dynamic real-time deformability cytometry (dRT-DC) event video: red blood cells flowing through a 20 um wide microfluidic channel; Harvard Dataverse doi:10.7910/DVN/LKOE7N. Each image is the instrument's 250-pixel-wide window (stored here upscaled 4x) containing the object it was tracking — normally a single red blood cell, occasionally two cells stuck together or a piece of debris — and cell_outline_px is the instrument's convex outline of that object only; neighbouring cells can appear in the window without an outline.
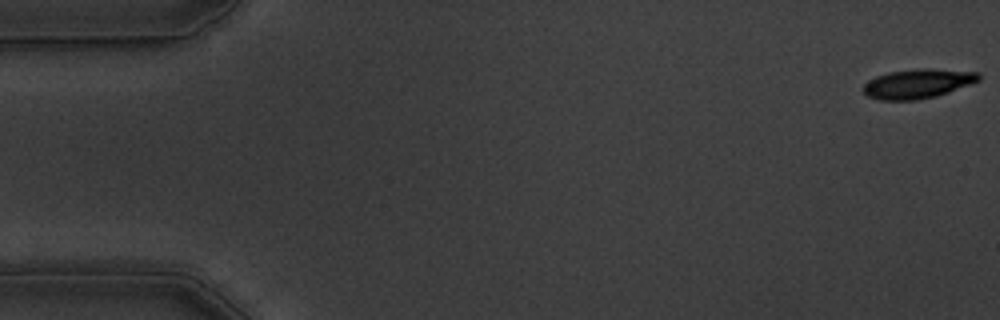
{"species": "common noctule bat (a hibernating species)", "species_latin": "Nyctalus noctula", "temperature_condition": "warm", "stored_images_in_passage": 44, "camera_frame_rate_fps": 3000, "um_per_image_px": 0.085, "animal": {"sex": "male", "body_mass_g": 19.5, "forearm_length_mm": 54.6}, "frame": {"image": 1, "passage_image": 1, "time_ms": 0.0, "image_size_px": [1000, 320], "cell_outline_px": [[980, 80], [972, 84], [936, 96], [916, 100], [880, 100], [868, 96], [864, 92], [864, 84], [868, 80], [876, 76], [888, 72], [916, 68], [932, 68], [980, 72]], "centroid_in_image_um": [78.03, 7.09], "position_along_channel_um": 7.0, "area_um2": 19.94}}
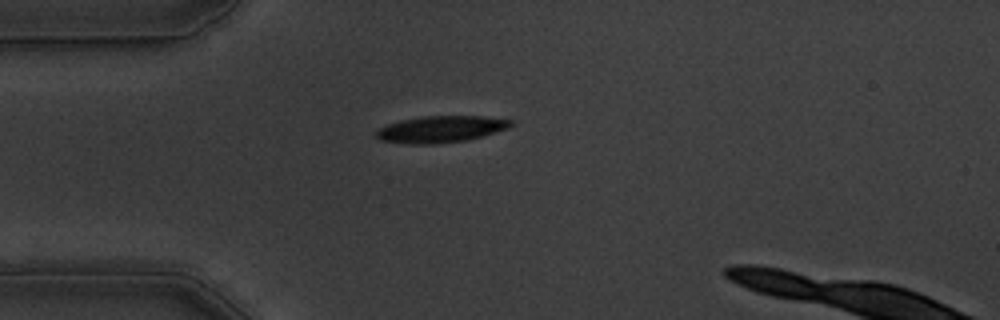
{"frame": {"image": 2, "passage_image": 15, "time_ms": 4.667, "image_size_px": [1000, 320], "cell_outline_px": [[516, 124], [508, 128], [480, 136], [464, 140], [432, 144], [412, 144], [380, 140], [376, 136], [376, 132], [380, 128], [388, 124], [400, 120], [424, 116], [484, 116], [512, 120]], "centroid_in_image_um": [37.48, 10.97], "position_along_channel_um": 47.5, "area_um2": 20.63}}
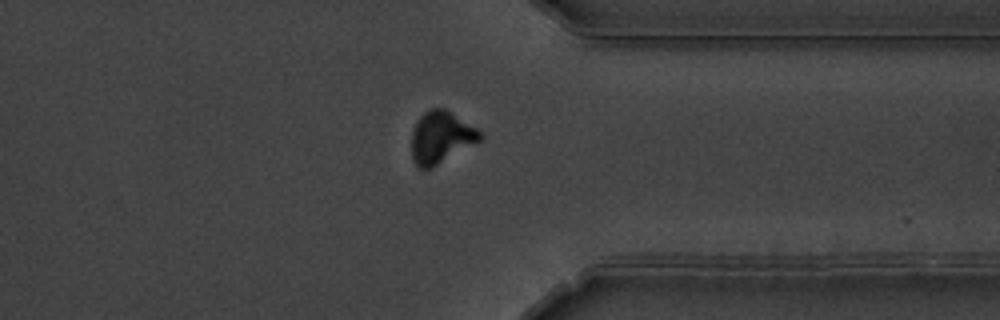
{"frame": {"image": 3, "passage_image": 44, "time_ms": 14.333, "image_size_px": [1000, 320], "cell_outline_px": [[484, 136], [480, 140], [432, 168], [416, 168], [412, 160], [412, 128], [416, 120], [428, 108], [444, 108], [476, 128]], "centroid_in_image_um": [37.43, 11.67], "position_along_channel_um": 374.0, "area_um2": 20.69}, "authors_computed_cell_mechanics": {"area_um2": 20.7213, "velocity_mm_per_s": 3.546, "shape_relaxation_time_tau1_ms": 3.6518, "shape_relaxation_time_tau2_ms": 11.0985, "deformation_change_tau1": 0.1707, "deformation_change_tau2": 0.1585}}